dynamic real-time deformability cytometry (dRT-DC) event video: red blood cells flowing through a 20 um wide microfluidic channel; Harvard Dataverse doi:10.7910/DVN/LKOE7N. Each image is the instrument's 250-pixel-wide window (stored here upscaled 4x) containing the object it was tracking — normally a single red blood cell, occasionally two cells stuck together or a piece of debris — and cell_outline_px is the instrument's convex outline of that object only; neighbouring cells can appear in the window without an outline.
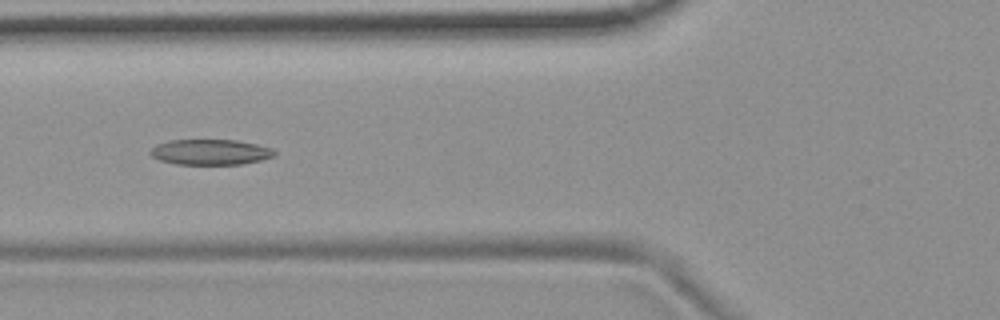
{"species": "common noctule bat (a hibernating species)", "species_latin": "Nyctalus noctula", "temperature_condition": "room temperature", "stored_images_in_passage": 10, "camera_frame_rate_fps": 3000, "um_per_image_px": 0.085, "animal": {"sex": "female", "body_mass_g": 19.9}, "frame": {"image": 1, "passage_image": 6, "time_ms": 5.667, "image_size_px": [1000, 320], "cell_outline_px": [[276, 156], [260, 160], [240, 164], [176, 164], [160, 160], [152, 156], [148, 152], [156, 144], [172, 140], [236, 140], [256, 144], [272, 148], [276, 152]], "centroid_in_image_um": [17.89, 12.92], "position_along_channel_um": 107.9, "area_um2": 18.38}}
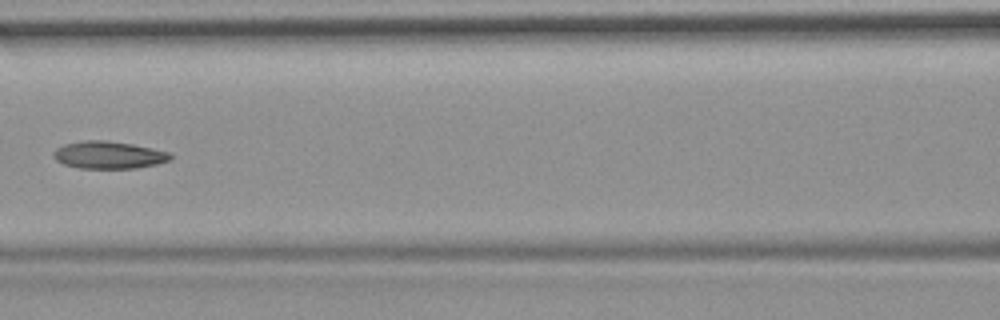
{"frame": {"image": 2, "passage_image": 7, "time_ms": 7.0, "image_size_px": [1000, 320], "cell_outline_px": [[172, 160], [156, 164], [136, 168], [80, 168], [64, 164], [56, 160], [52, 156], [52, 152], [56, 148], [64, 144], [84, 140], [104, 140], [132, 144], [172, 152]], "centroid_in_image_um": [9.25, 13.17], "position_along_channel_um": 157.4, "area_um2": 18.79}}